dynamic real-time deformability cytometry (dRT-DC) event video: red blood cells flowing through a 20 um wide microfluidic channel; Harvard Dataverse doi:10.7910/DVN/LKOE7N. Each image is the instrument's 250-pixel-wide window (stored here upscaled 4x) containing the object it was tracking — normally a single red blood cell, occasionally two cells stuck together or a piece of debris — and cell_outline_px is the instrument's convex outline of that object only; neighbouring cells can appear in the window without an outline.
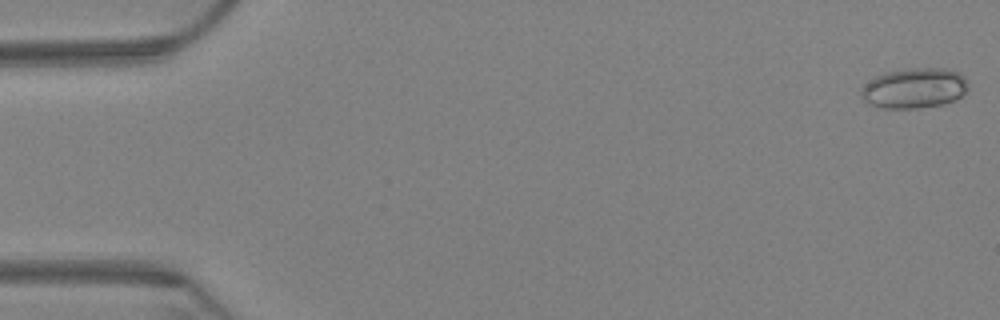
{"species": "Egyptian fruit bat (a non-hibernating species)", "species_latin": "Rousettus aegyptiacus", "temperature_condition": "warm", "stored_images_in_passage": 63, "camera_frame_rate_fps": 3000, "um_per_image_px": 0.085, "animal": {"sex": "female"}, "frame": {"image": 1, "passage_image": 1, "time_ms": 0.0, "image_size_px": [1000, 320], "cell_outline_px": [[968, 92], [956, 100], [944, 104], [916, 108], [884, 108], [868, 104], [864, 100], [860, 92], [860, 88], [864, 84], [876, 76], [884, 72], [916, 68], [944, 68], [960, 72], [964, 76], [968, 84]], "centroid_in_image_um": [77.74, 7.49], "position_along_channel_um": 7.3, "area_um2": 25.37}}
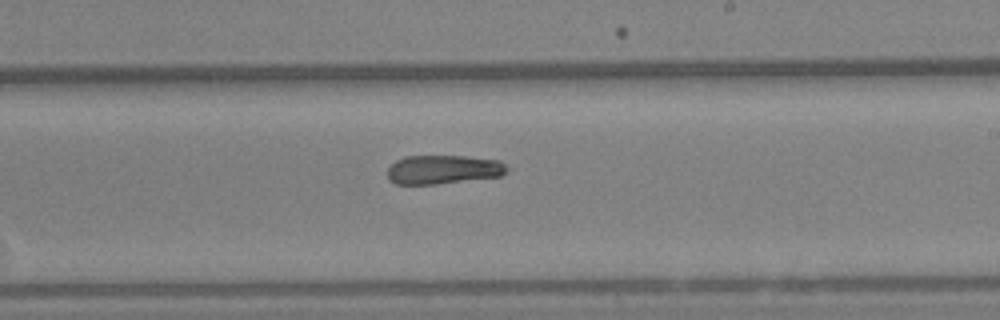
{"frame": {"image": 2, "passage_image": 38, "time_ms": 12.333, "image_size_px": [1000, 320], "cell_outline_px": [[508, 172], [500, 176], [436, 184], [396, 184], [388, 180], [388, 168], [396, 160], [404, 156], [464, 156], [500, 160], [508, 168]], "centroid_in_image_um": [37.67, 14.41], "position_along_channel_um": 251.3, "area_um2": 20.17}}
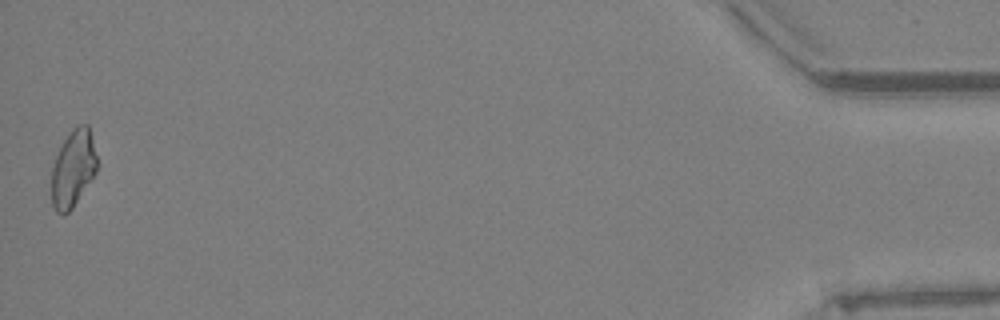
{"frame": {"image": 3, "passage_image": 63, "time_ms": 20.667, "image_size_px": [1000, 320], "cell_outline_px": [[96, 172], [72, 208], [64, 216], [56, 212], [52, 204], [52, 168], [56, 156], [64, 140], [72, 128], [76, 124], [88, 124], [96, 156]], "centroid_in_image_um": [6.2, 14.32], "position_along_channel_um": 429.0, "area_um2": 20.11}, "authors_computed_cell_mechanics": {"area_um2": 21.5016, "velocity_mm_per_s": 3.2571, "shape_relaxation_time_tau1_ms": null, "shape_relaxation_time_tau2_ms": 6.4712, "deformation_change_tau1": null, "deformation_change_tau2": 0.131}}